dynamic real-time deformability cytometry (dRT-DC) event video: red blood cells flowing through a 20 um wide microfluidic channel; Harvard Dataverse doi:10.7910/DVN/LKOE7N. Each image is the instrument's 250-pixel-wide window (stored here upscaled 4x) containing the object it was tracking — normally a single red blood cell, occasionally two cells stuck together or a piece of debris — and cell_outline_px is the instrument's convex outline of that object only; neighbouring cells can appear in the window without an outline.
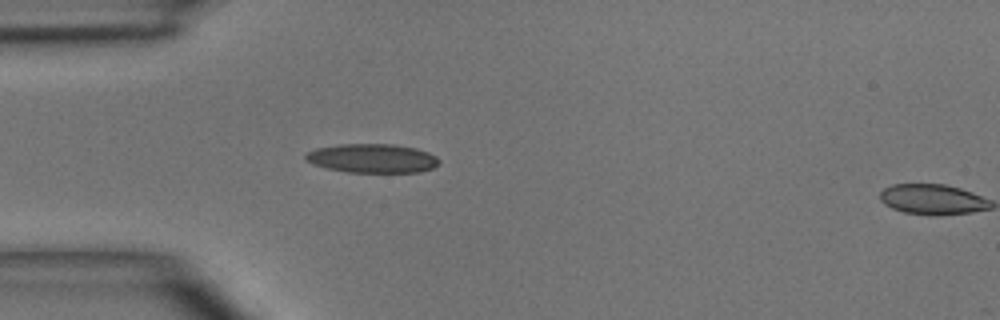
{"species": "common noctule bat (a hibernating species)", "species_latin": "Nyctalus noctula", "temperature_condition": "room temperature", "stored_images_in_passage": 3, "segment_of_instrument_passage": [1, 2], "camera_frame_rate_fps": 3000, "um_per_image_px": 0.085, "animal": {"sex": "male", "body_mass_g": 15.6}, "frame": {"image": 1, "passage_image": 2, "time_ms": 2.0, "image_size_px": [1000, 320], "cell_outline_px": [[440, 164], [432, 168], [420, 172], [348, 172], [328, 168], [312, 164], [304, 160], [304, 156], [308, 152], [316, 148], [340, 144], [392, 144], [416, 148], [428, 152], [436, 156], [440, 160]], "centroid_in_image_um": [31.65, 13.45], "position_along_channel_um": 53.3, "area_um2": 22.6}}